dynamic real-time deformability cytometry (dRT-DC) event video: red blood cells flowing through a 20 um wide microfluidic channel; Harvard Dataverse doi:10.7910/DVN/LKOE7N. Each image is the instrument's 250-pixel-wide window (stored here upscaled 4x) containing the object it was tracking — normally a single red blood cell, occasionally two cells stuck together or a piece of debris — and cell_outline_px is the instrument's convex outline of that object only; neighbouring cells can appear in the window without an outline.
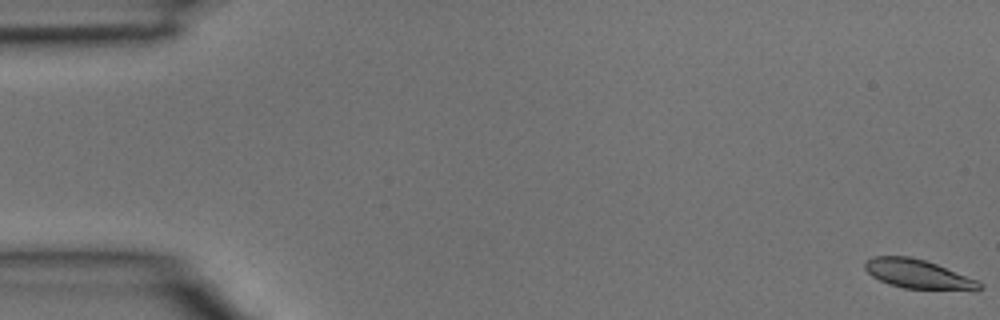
{"species": "common noctule bat (a hibernating species)", "species_latin": "Nyctalus noctula", "temperature_condition": "room temperature", "stored_images_in_passage": 4, "camera_frame_rate_fps": 3000, "um_per_image_px": 0.085, "animal": {"sex": "male", "body_mass_g": 15.6}, "frame": {"image": 1, "passage_image": 1, "time_ms": 0.0, "image_size_px": [1000, 320], "cell_outline_px": [[984, 288], [976, 292], [904, 288], [888, 284], [872, 276], [864, 268], [864, 264], [872, 256], [908, 256], [924, 260], [936, 264], [976, 280], [984, 284]], "centroid_in_image_um": [78.11, 23.34], "position_along_channel_um": 6.9, "area_um2": 19.71}}
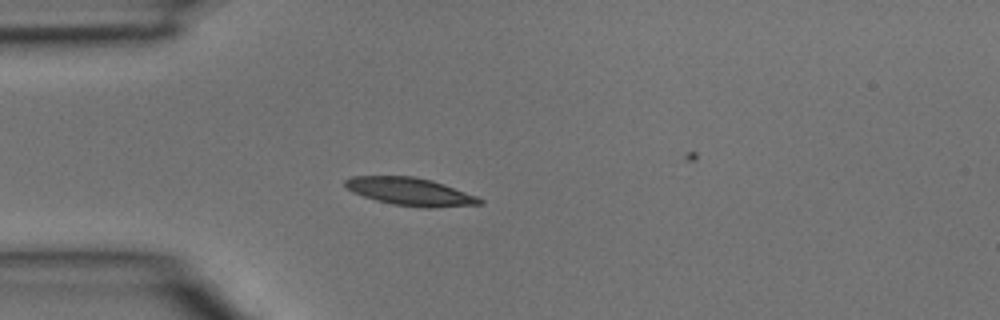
{"frame": {"image": 2, "passage_image": 4, "time_ms": 1.0, "image_size_px": [1000, 320], "cell_outline_px": [[484, 204], [436, 208], [424, 208], [392, 204], [376, 200], [352, 192], [344, 184], [344, 180], [352, 176], [412, 176], [432, 180], [444, 184], [476, 196], [484, 200]], "centroid_in_image_um": [34.89, 16.3], "position_along_channel_um": 50.1, "area_um2": 21.85}}